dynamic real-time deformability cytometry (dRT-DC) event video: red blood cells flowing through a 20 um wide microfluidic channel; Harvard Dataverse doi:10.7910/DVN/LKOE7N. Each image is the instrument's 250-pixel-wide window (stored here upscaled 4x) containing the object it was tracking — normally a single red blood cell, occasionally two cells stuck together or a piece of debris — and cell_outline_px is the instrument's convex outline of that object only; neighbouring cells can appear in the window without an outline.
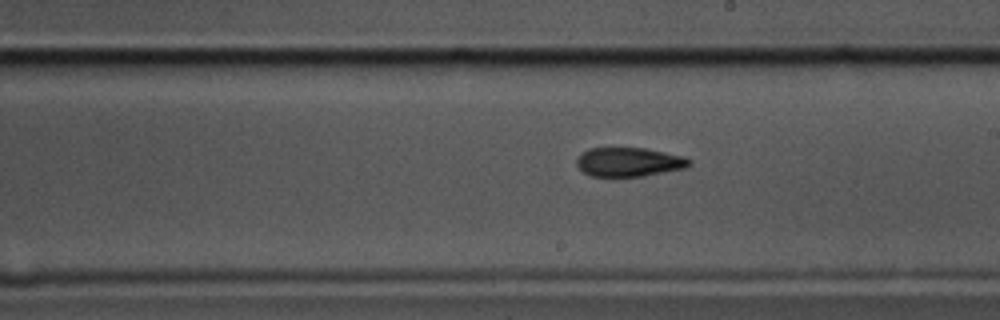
{"species": "common noctule bat (a hibernating species)", "species_latin": "Nyctalus noctula", "temperature_condition": "cold", "stored_images_in_passage": 58, "camera_frame_rate_fps": 3000, "um_per_image_px": 0.085, "animal": {"sex": "male", "body_mass_g": 17.5, "forearm_length_mm": 52.3}, "frame": {"image": 1, "passage_image": 33, "time_ms": 10.667, "image_size_px": [1000, 320], "cell_outline_px": [[692, 164], [684, 168], [644, 176], [612, 180], [588, 176], [576, 164], [576, 160], [588, 148], [644, 148], [684, 156], [692, 160]], "centroid_in_image_um": [53.43, 13.82], "position_along_channel_um": 235.6, "area_um2": 19.77}}
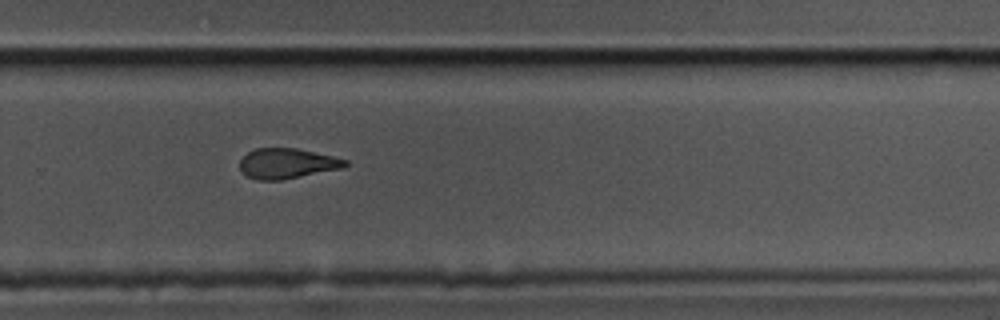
{"frame": {"image": 2, "passage_image": 39, "time_ms": 12.667, "image_size_px": [1000, 320], "cell_outline_px": [[348, 164], [344, 168], [280, 180], [256, 180], [240, 172], [240, 160], [248, 152], [256, 148], [296, 148], [332, 156], [348, 160]], "centroid_in_image_um": [24.39, 13.9], "position_along_channel_um": 305.4, "area_um2": 18.55}}
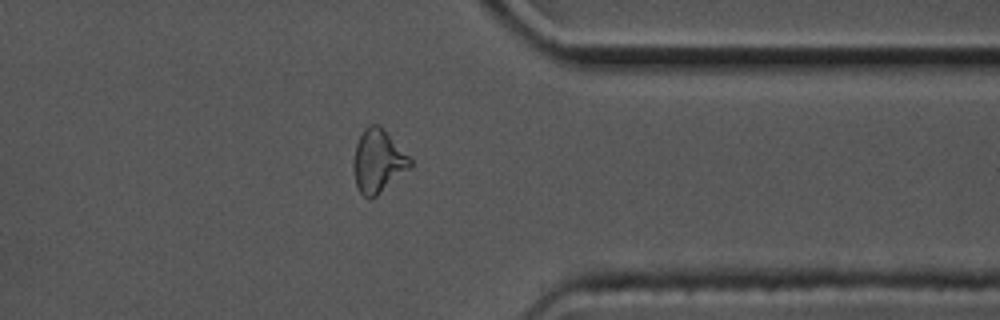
{"frame": {"image": 3, "passage_image": 46, "time_ms": 15.0, "image_size_px": [1000, 320], "cell_outline_px": [[412, 168], [372, 200], [368, 200], [360, 192], [356, 184], [352, 164], [356, 144], [364, 128], [368, 124], [380, 124], [384, 128], [412, 160]], "centroid_in_image_um": [32.14, 13.71], "position_along_channel_um": 379.3, "area_um2": 21.27}, "authors_computed_cell_mechanics": {"area_um2": 19.8254, "velocity_mm_per_s": 3.4908, "shape_relaxation_time_tau1_ms": null, "shape_relaxation_time_tau2_ms": 5.0623, "deformation_change_tau1": null, "deformation_change_tau2": 0.1395}}